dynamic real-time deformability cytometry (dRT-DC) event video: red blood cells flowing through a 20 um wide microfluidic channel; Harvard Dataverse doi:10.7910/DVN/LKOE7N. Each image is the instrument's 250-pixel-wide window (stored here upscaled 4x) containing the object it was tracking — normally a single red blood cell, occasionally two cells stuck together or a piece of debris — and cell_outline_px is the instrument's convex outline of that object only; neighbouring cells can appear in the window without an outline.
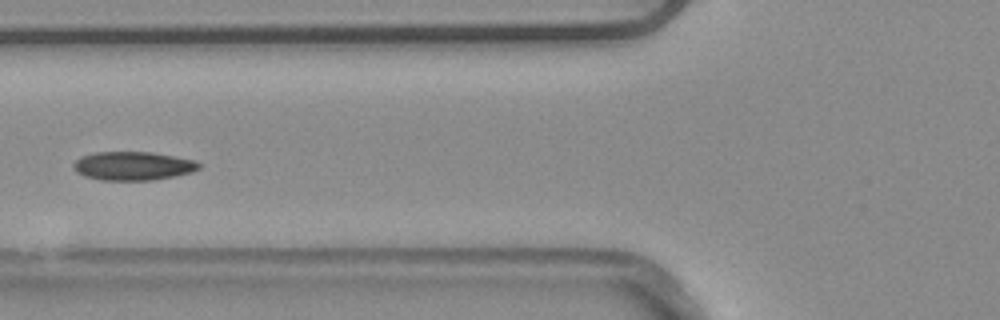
{"species": "common noctule bat (a hibernating species)", "species_latin": "Nyctalus noctula", "temperature_condition": "warm", "stored_images_in_passage": 5, "camera_frame_rate_fps": 3000, "um_per_image_px": 0.085, "animal": {"sex": "male", "body_mass_g": 20.4}, "frame": {"image": 1, "passage_image": 5, "time_ms": 1.333, "image_size_px": [1000, 320], "cell_outline_px": [[204, 164], [200, 168], [192, 172], [152, 180], [100, 180], [84, 176], [76, 172], [72, 164], [80, 156], [96, 152], [152, 152], [196, 160]], "centroid_in_image_um": [11.32, 14.1], "position_along_channel_um": 114.5, "area_um2": 21.1}}